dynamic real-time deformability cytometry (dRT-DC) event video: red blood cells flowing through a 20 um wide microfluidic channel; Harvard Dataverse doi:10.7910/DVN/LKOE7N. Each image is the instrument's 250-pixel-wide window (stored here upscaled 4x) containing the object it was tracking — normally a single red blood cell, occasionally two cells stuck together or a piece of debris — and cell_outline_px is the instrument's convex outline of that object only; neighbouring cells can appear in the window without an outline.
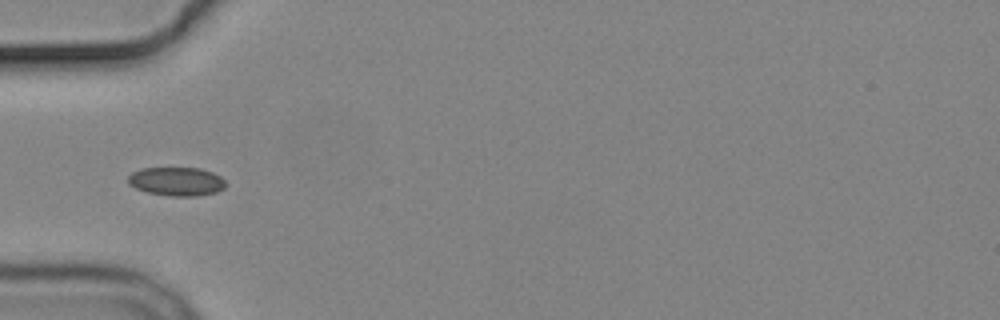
{"species": "common noctule bat (a hibernating species)", "species_latin": "Nyctalus noctula", "temperature_condition": "cold", "stored_images_in_passage": 5, "camera_frame_rate_fps": 3000, "um_per_image_px": 0.085, "animal": {"sex": "male", "body_mass_g": 19.2, "forearm_length_mm": 51.8}, "frame": {"image": 1, "passage_image": 5, "time_ms": 4.667, "image_size_px": [1000, 320], "cell_outline_px": [[224, 188], [216, 192], [196, 196], [172, 196], [148, 192], [136, 188], [128, 184], [128, 176], [132, 172], [140, 168], [200, 168], [212, 172], [220, 176], [224, 180]], "centroid_in_image_um": [14.99, 15.41], "position_along_channel_um": 70.0, "area_um2": 16.24}}